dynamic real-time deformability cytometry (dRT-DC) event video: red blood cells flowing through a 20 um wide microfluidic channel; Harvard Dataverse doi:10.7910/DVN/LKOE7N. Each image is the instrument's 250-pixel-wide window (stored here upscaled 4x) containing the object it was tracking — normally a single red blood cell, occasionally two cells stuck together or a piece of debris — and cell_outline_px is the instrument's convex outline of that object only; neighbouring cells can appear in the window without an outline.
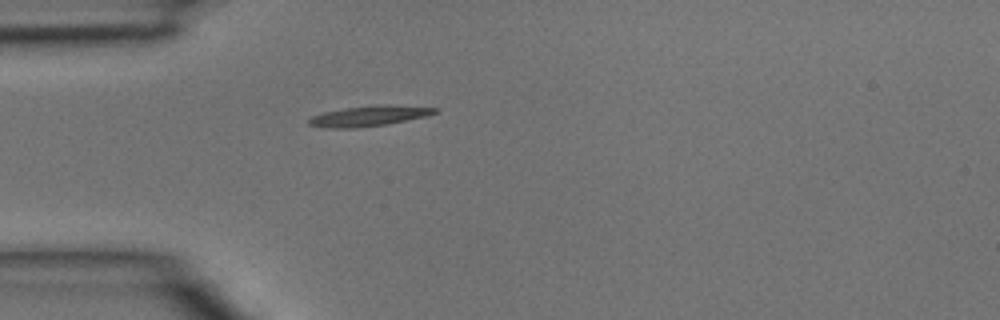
{"species": "common noctule bat (a hibernating species)", "species_latin": "Nyctalus noctula", "temperature_condition": "room temperature", "stored_images_in_passage": 1, "camera_frame_rate_fps": 3000, "um_per_image_px": 0.085, "animal": {"sex": "male", "body_mass_g": 15.6}, "frame": {"image": 1, "passage_image": 1, "time_ms": 0.0, "image_size_px": [1000, 320], "cell_outline_px": [[440, 108], [436, 112], [424, 116], [388, 124], [356, 128], [324, 128], [308, 124], [308, 120], [312, 116], [324, 112], [344, 108], [380, 104]], "centroid_in_image_um": [31.32, 9.86], "position_along_channel_um": 53.7, "area_um2": 14.85}}